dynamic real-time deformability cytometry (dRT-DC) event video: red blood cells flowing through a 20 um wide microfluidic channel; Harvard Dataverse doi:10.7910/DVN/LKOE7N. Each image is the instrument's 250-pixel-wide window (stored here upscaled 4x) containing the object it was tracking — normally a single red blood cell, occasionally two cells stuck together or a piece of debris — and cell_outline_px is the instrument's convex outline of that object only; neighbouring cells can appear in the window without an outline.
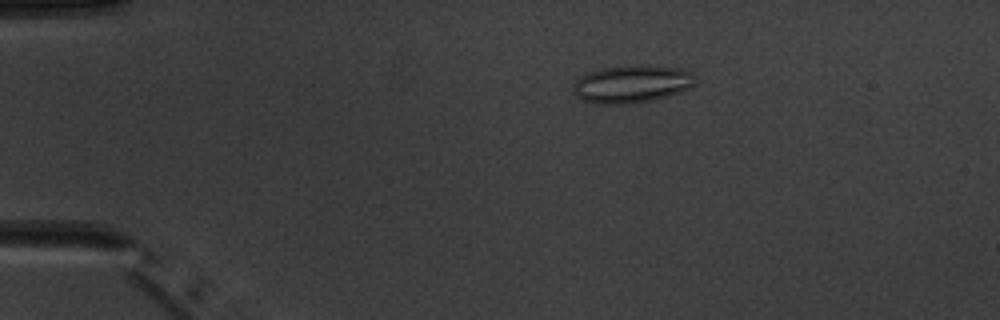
{"species": "common noctule bat (a hibernating species)", "species_latin": "Nyctalus noctula", "temperature_condition": "warm", "stored_images_in_passage": 7, "camera_frame_rate_fps": 3000, "um_per_image_px": 0.085, "animal": {"sex": "male", "body_mass_g": 20.1, "forearm_length_mm": 53.5}, "frame": {"image": 1, "passage_image": 4, "time_ms": 3.333, "image_size_px": [1000, 320], "cell_outline_px": [[696, 84], [680, 92], [668, 96], [652, 100], [628, 104], [596, 104], [584, 100], [576, 96], [572, 92], [572, 84], [580, 76], [588, 72], [604, 68], [636, 64], [644, 64], [676, 68], [692, 72]], "centroid_in_image_um": [53.67, 7.14], "position_along_channel_um": 31.3, "area_um2": 27.05}}
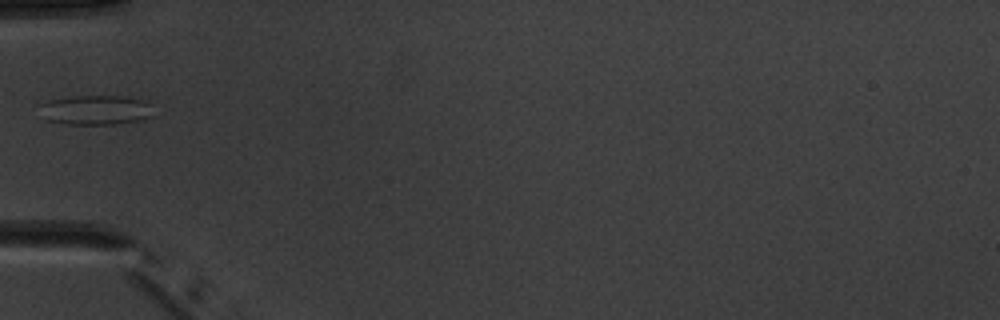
{"frame": {"image": 2, "passage_image": 6, "time_ms": 6.0, "image_size_px": [1000, 320], "cell_outline_px": [[152, 116], [136, 120], [112, 124], [64, 124], [44, 120], [40, 104], [48, 100], [68, 96], [120, 96], [144, 100], [152, 104]], "centroid_in_image_um": [8.1, 9.34], "position_along_channel_um": 76.9, "area_um2": 19.65}}
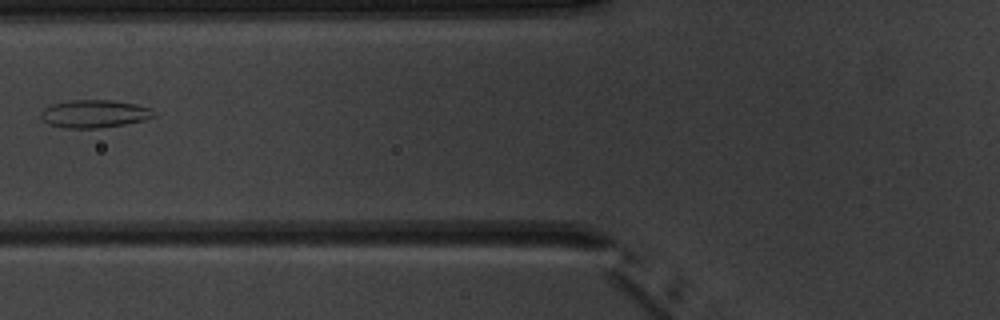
{"frame": {"image": 3, "passage_image": 7, "time_ms": 7.0, "image_size_px": [1000, 320], "cell_outline_px": [[156, 116], [144, 120], [124, 124], [100, 128], [64, 128], [48, 124], [40, 116], [40, 112], [44, 108], [52, 104], [68, 100], [112, 100], [136, 104], [152, 108], [156, 112]], "centroid_in_image_um": [8.03, 9.67], "position_along_channel_um": 117.8, "area_um2": 18.5}}